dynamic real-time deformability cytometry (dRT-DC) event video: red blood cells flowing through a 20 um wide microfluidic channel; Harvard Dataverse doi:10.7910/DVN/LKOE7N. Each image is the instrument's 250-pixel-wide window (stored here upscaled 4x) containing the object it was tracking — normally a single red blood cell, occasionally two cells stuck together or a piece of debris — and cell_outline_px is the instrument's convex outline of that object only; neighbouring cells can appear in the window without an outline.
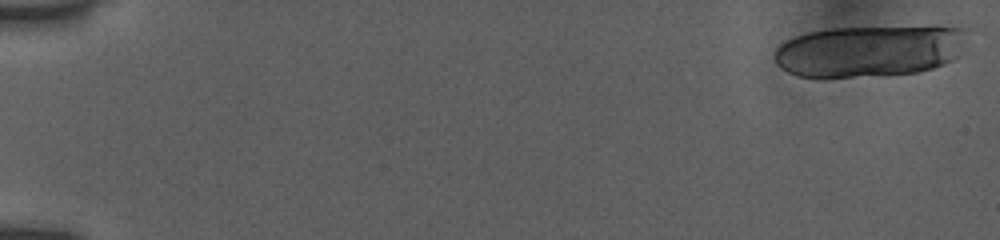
{"species": "human", "species_latin": "Homo sapiens", "temperature_condition": "room temperature", "stored_images_in_passage": 20, "camera_frame_rate_fps": 3000, "um_per_image_px": 0.085, "donor": {"sex": "female"}, "frame": {"image": 1, "passage_image": 1, "time_ms": 0.0, "image_size_px": [1000, 240], "cell_outline_px": [[972, 28], [960, 56], [944, 64], [932, 68], [916, 72], [884, 76], [824, 80], [796, 76], [780, 68], [776, 64], [772, 56], [776, 48], [780, 44], [796, 36], [808, 32], [828, 28], [936, 24]], "centroid_in_image_um": [73.98, 4.32], "position_along_channel_um": 11.0, "area_um2": 61.27}}